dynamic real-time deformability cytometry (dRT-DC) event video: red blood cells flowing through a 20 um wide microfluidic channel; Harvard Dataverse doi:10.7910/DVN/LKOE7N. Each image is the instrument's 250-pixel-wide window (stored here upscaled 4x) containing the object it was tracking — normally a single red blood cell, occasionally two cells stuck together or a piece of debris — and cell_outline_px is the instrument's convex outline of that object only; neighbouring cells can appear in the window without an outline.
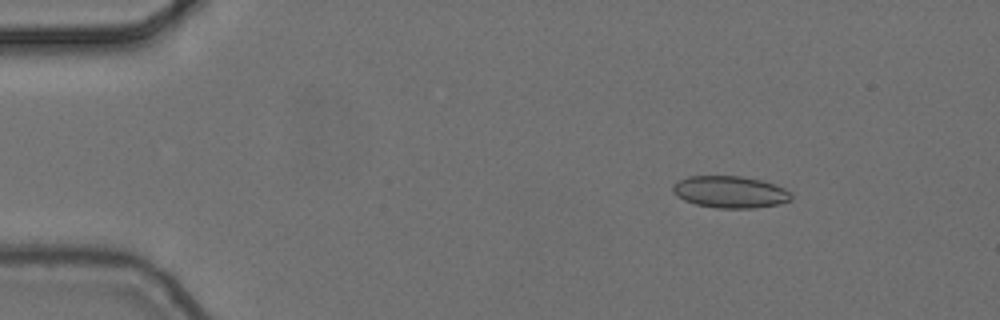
{"species": "common noctule bat (a hibernating species)", "species_latin": "Nyctalus noctula", "temperature_condition": "cold", "stored_images_in_passage": 3, "camera_frame_rate_fps": 3000, "um_per_image_px": 0.085, "animal": {"sex": "female", "body_mass_g": 24.6, "forearm_length_mm": 56.2}, "frame": {"image": 1, "passage_image": 2, "time_ms": 0.333, "image_size_px": [1000, 320], "cell_outline_px": [[792, 200], [780, 204], [756, 208], [716, 208], [696, 204], [684, 200], [676, 196], [672, 192], [672, 184], [688, 176], [740, 176], [760, 180], [784, 188], [792, 192]], "centroid_in_image_um": [62.06, 16.32], "position_along_channel_um": 22.9, "area_um2": 22.14}}